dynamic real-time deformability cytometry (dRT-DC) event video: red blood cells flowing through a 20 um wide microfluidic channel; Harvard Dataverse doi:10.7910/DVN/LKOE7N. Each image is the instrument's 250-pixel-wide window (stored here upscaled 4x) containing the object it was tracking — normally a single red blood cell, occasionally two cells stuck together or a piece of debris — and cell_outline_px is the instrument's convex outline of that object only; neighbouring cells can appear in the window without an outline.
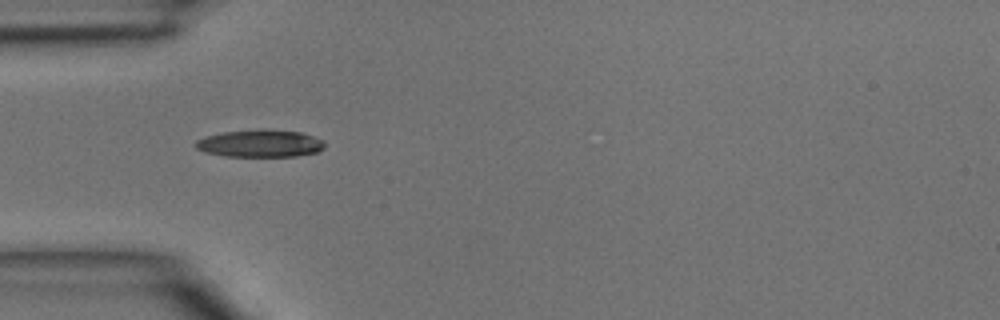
{"species": "common noctule bat (a hibernating species)", "species_latin": "Nyctalus noctula", "temperature_condition": "room temperature", "stored_images_in_passage": 2, "camera_frame_rate_fps": 3000, "um_per_image_px": 0.085, "animal": {"sex": "male", "body_mass_g": 15.6}, "frame": {"image": 1, "passage_image": 1, "time_ms": 0.0, "image_size_px": [1000, 320], "cell_outline_px": [[324, 148], [316, 152], [296, 156], [224, 156], [204, 152], [196, 148], [196, 140], [204, 136], [224, 132], [264, 128], [300, 132], [324, 140]], "centroid_in_image_um": [22.1, 12.18], "position_along_channel_um": 62.9, "area_um2": 20.69}}
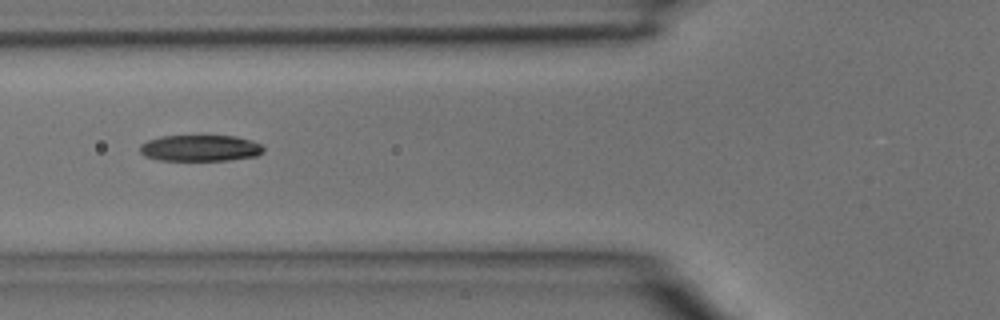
{"frame": {"image": 2, "passage_image": 2, "time_ms": 0.333, "image_size_px": [1000, 320], "cell_outline_px": [[264, 152], [256, 156], [228, 160], [160, 160], [144, 156], [140, 152], [140, 144], [148, 140], [160, 136], [236, 136], [252, 140], [260, 144], [264, 148]], "centroid_in_image_um": [17.02, 12.58], "position_along_channel_um": 108.8, "area_um2": 18.96}}